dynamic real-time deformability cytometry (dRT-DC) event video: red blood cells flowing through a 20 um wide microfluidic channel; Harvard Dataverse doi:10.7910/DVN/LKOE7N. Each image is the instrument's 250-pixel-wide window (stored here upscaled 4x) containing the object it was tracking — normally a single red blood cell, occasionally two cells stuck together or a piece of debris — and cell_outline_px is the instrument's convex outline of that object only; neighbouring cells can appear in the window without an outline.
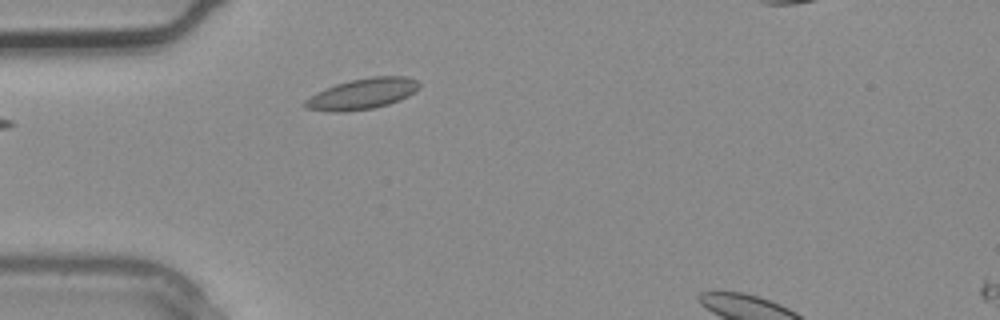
{"species": "common noctule bat (a hibernating species)", "species_latin": "Nyctalus noctula", "temperature_condition": "warm", "stored_images_in_passage": 4, "camera_frame_rate_fps": 3000, "um_per_image_px": 0.085, "animal": {"sex": "male", "body_mass_g": 20.4}, "frame": {"image": 1, "passage_image": 3, "time_ms": 0.667, "image_size_px": [1000, 320], "cell_outline_px": [[420, 88], [408, 96], [400, 100], [388, 104], [372, 108], [344, 112], [332, 112], [304, 108], [300, 104], [304, 100], [316, 92], [336, 84], [352, 80], [372, 76], [404, 76], [416, 80], [420, 84]], "centroid_in_image_um": [30.76, 7.98], "position_along_channel_um": 54.2, "area_um2": 20.58}}